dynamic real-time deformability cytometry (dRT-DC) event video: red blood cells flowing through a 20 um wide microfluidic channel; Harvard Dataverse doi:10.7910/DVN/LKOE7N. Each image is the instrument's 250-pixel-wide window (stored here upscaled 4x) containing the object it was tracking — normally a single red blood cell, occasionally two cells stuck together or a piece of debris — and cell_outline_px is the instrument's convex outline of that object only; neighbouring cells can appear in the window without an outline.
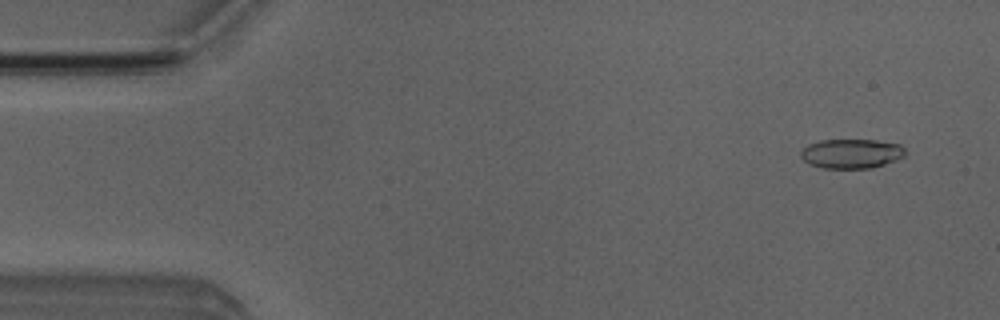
{"species": "Egyptian fruit bat (a non-hibernating species)", "species_latin": "Rousettus aegyptiacus", "temperature_condition": "room temperature", "stored_images_in_passage": 4, "camera_frame_rate_fps": 3000, "um_per_image_px": 0.085, "animal": {"sex": "male"}, "frame": {"image": 1, "passage_image": 1, "time_ms": 0.0, "image_size_px": [1000, 320], "cell_outline_px": [[904, 156], [896, 160], [872, 168], [824, 168], [808, 164], [800, 156], [800, 152], [808, 144], [820, 140], [876, 140], [900, 144], [904, 148]], "centroid_in_image_um": [72.35, 13.05], "position_along_channel_um": 12.6, "area_um2": 17.92}}